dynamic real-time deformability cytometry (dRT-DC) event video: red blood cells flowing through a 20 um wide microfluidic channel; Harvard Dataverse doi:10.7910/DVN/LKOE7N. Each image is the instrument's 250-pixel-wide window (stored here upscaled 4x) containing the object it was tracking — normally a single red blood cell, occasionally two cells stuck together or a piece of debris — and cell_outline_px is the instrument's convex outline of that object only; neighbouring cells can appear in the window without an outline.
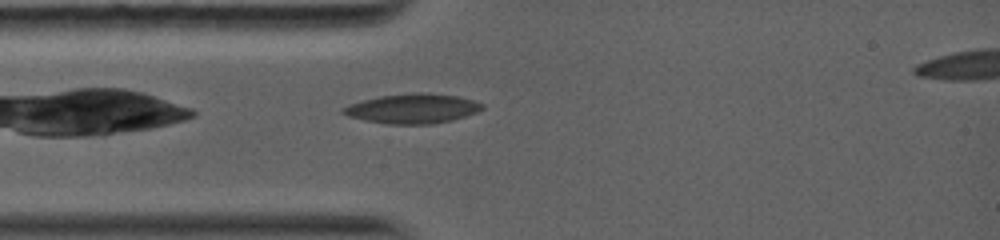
{"species": "common noctule bat (a hibernating species)", "species_latin": "Nyctalus noctula", "temperature_condition": "warm", "stored_images_in_passage": 14, "camera_frame_rate_fps": 5000, "um_per_image_px": 0.085, "animal": {"sex": "female", "body_mass_g": 19.0, "forearm_length_mm": 56.7}, "frame": {"image": 1, "passage_image": 1, "time_ms": 0.0, "image_size_px": [1000, 240], "cell_outline_px": [[484, 108], [476, 112], [452, 120], [432, 124], [388, 124], [364, 120], [348, 116], [340, 112], [340, 108], [348, 104], [380, 96], [416, 92], [424, 92], [460, 96], [484, 104]], "centroid_in_image_um": [35.05, 9.22], "position_along_channel_um": 50.0, "area_um2": 24.1}}
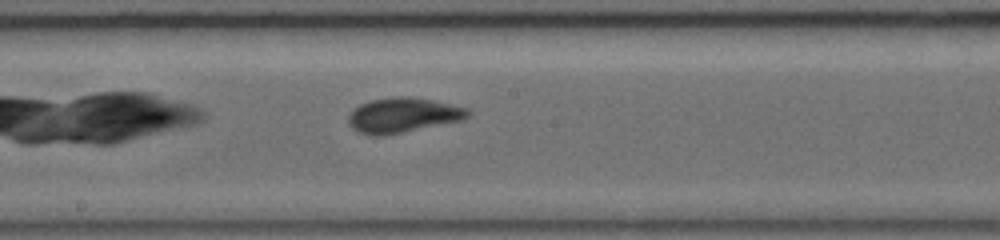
{"frame": {"image": 2, "passage_image": 7, "time_ms": 4.0, "image_size_px": [1000, 240], "cell_outline_px": [[472, 112], [464, 120], [384, 136], [372, 136], [356, 132], [348, 124], [348, 116], [360, 104], [372, 100], [392, 96], [408, 96], [432, 100], [468, 108]], "centroid_in_image_um": [34.25, 9.8], "position_along_channel_um": 213.9, "area_um2": 24.51}}
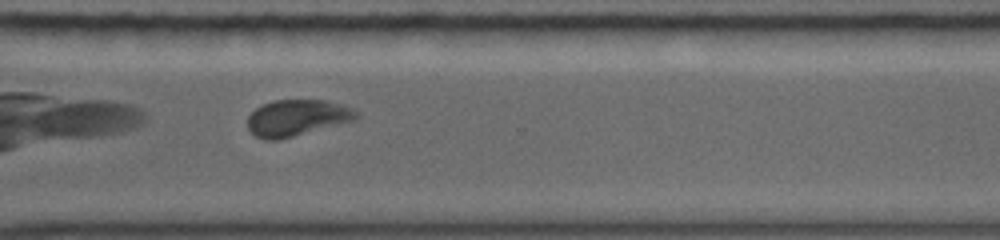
{"frame": {"image": 3, "passage_image": 12, "time_ms": 7.2, "image_size_px": [1000, 240], "cell_outline_px": [[360, 116], [356, 120], [276, 140], [264, 140], [256, 136], [248, 128], [248, 116], [256, 108], [264, 104], [276, 100], [328, 100], [352, 108]], "centroid_in_image_um": [25.25, 10.01], "position_along_channel_um": 345.3, "area_um2": 22.77}, "authors_computed_cell_mechanics": {"area_um2": 23.12, "velocity_mm_per_s": 4.0992, "shape_relaxation_time_tau1_ms": 3.0823, "shape_relaxation_time_tau2_ms": 1.0521, "deformation_change_tau1": 0.1245, "deformation_change_tau2": 0.0608}}